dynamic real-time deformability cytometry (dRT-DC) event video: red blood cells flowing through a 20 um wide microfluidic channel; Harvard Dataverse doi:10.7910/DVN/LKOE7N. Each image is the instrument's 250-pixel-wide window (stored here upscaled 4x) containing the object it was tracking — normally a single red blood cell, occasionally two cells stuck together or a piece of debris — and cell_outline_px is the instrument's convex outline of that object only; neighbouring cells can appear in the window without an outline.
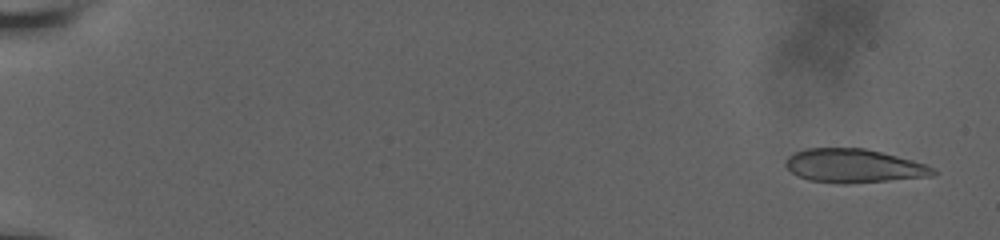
{"species": "human", "species_latin": "Homo sapiens", "temperature_condition": "room temperature", "stored_images_in_passage": 16, "camera_frame_rate_fps": 3000, "um_per_image_px": 0.085, "donor": {"sex": "male"}, "frame": {"image": 1, "passage_image": 3, "time_ms": 0.667, "image_size_px": [1000, 240], "cell_outline_px": [[940, 172], [932, 176], [844, 184], [808, 180], [792, 172], [784, 164], [784, 160], [792, 152], [804, 148], [864, 148], [912, 160], [924, 164]], "centroid_in_image_um": [72.52, 14.09], "position_along_channel_um": 12.5, "area_um2": 28.84}}